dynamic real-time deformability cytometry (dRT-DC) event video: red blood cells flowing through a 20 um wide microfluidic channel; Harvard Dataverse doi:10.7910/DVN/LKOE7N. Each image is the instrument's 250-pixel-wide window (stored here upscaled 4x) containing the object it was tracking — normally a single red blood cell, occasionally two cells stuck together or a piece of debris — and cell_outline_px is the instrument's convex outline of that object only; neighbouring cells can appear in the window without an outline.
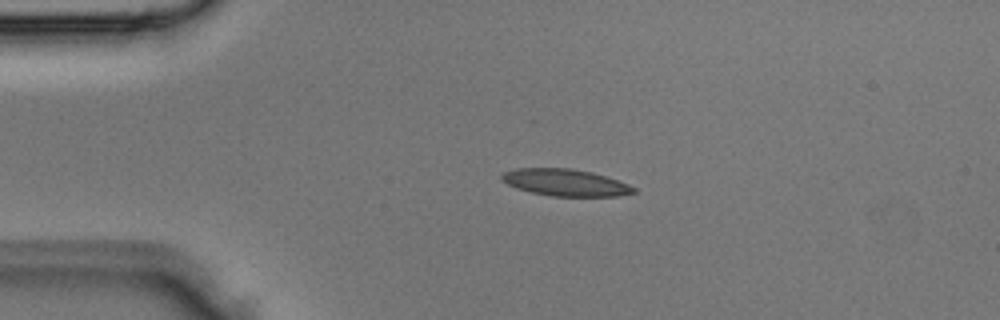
{"species": "Egyptian fruit bat (a non-hibernating species)", "species_latin": "Rousettus aegyptiacus", "temperature_condition": "room temperature", "stored_images_in_passage": 2, "camera_frame_rate_fps": 3000, "um_per_image_px": 0.085, "animal": {"sex": "male"}, "frame": {"image": 1, "passage_image": 1, "time_ms": 0.0, "image_size_px": [1000, 320], "cell_outline_px": [[636, 192], [616, 196], [552, 196], [532, 192], [516, 188], [500, 180], [500, 176], [504, 172], [516, 168], [572, 168], [592, 172], [628, 184], [636, 188]], "centroid_in_image_um": [48.02, 15.51], "position_along_channel_um": 37.0, "area_um2": 20.58}}